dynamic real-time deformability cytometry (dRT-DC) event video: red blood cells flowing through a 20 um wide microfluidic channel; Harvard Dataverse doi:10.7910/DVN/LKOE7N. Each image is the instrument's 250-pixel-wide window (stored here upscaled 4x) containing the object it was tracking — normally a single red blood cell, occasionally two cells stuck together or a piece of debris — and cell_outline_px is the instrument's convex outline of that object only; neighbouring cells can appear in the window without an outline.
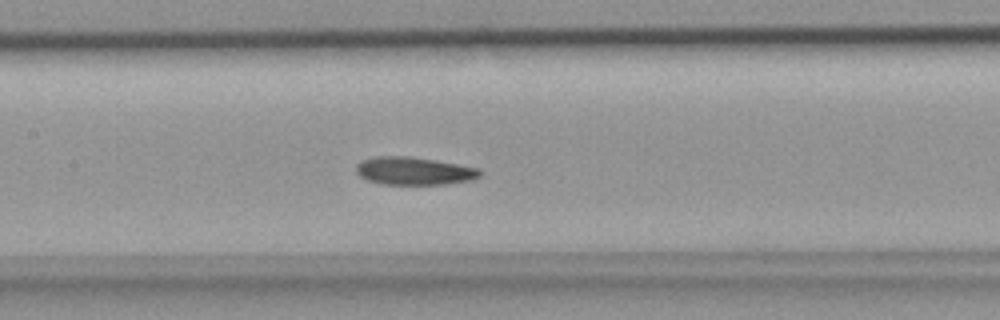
{"species": "common noctule bat (a hibernating species)", "species_latin": "Nyctalus noctula", "temperature_condition": "room temperature", "stored_images_in_passage": 29, "camera_frame_rate_fps": 3000, "um_per_image_px": 0.085, "animal": {"sex": "female", "body_mass_g": 18.4}, "frame": {"image": 1, "passage_image": 11, "time_ms": 3.333, "image_size_px": [1000, 320], "cell_outline_px": [[480, 176], [472, 180], [448, 184], [380, 184], [368, 180], [360, 176], [356, 172], [356, 164], [360, 160], [376, 156], [408, 156], [436, 160], [480, 168]], "centroid_in_image_um": [35.18, 14.52], "position_along_channel_um": 172.2, "area_um2": 20.23}}
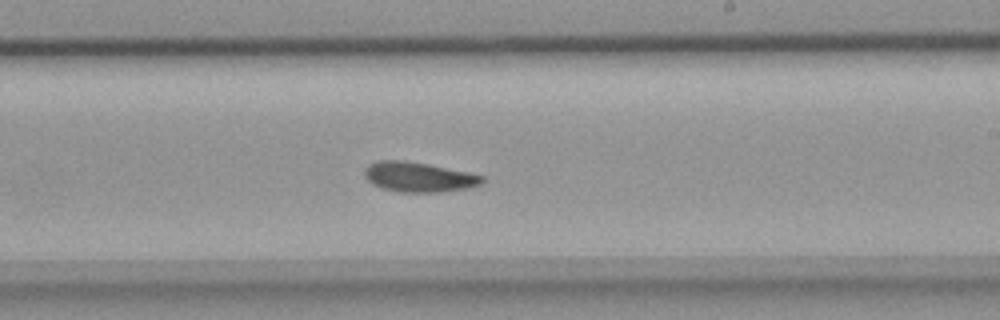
{"frame": {"image": 2, "passage_image": 16, "time_ms": 5.0, "image_size_px": [1000, 320], "cell_outline_px": [[484, 180], [480, 184], [464, 188], [444, 192], [400, 192], [384, 188], [372, 184], [364, 176], [364, 168], [368, 164], [376, 160], [404, 160], [428, 164], [468, 172], [484, 176]], "centroid_in_image_um": [35.54, 15.03], "position_along_channel_um": 253.5, "area_um2": 20.46}}
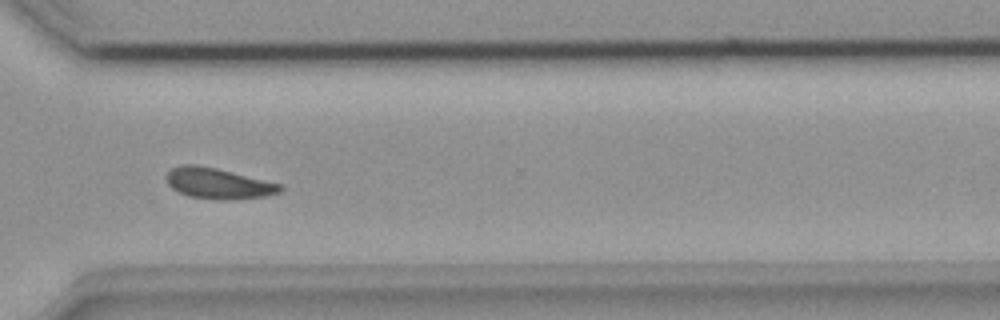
{"frame": {"image": 3, "passage_image": 22, "time_ms": 7.0, "image_size_px": [1000, 320], "cell_outline_px": [[284, 188], [280, 192], [268, 196], [236, 200], [212, 200], [188, 196], [172, 188], [168, 184], [168, 172], [172, 168], [180, 164], [196, 164], [216, 168], [284, 184]], "centroid_in_image_um": [18.62, 15.6], "position_along_channel_um": 352.0, "area_um2": 20.75}}